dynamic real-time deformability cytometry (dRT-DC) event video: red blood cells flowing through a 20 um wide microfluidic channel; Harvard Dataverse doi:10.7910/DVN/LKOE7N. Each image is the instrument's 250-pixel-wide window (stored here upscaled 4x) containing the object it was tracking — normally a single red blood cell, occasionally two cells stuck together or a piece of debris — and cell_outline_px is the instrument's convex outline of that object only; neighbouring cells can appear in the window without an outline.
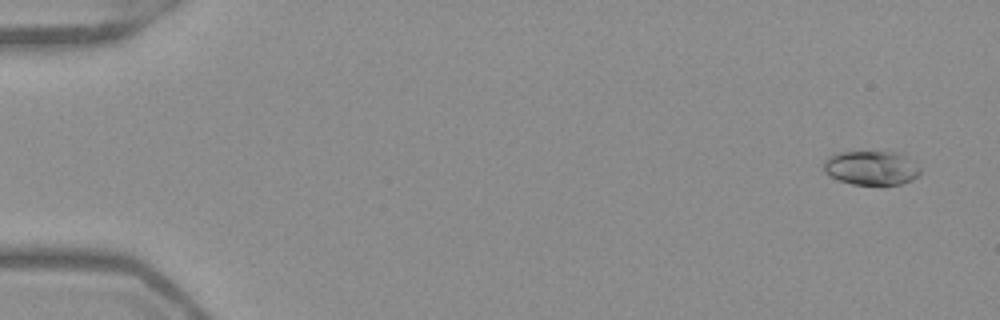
{"species": "Egyptian fruit bat (a non-hibernating species)", "species_latin": "Rousettus aegyptiacus", "temperature_condition": "warm", "stored_images_in_passage": 37, "camera_frame_rate_fps": 3000, "um_per_image_px": 0.085, "frame": {"image": 1, "passage_image": 3, "time_ms": 0.667, "image_size_px": [1000, 320], "cell_outline_px": [[920, 172], [912, 180], [900, 184], [852, 184], [840, 180], [824, 172], [824, 160], [828, 156], [836, 152], [904, 152], [920, 168]], "centroid_in_image_um": [74.07, 14.25], "position_along_channel_um": 10.9, "area_um2": 19.25}}
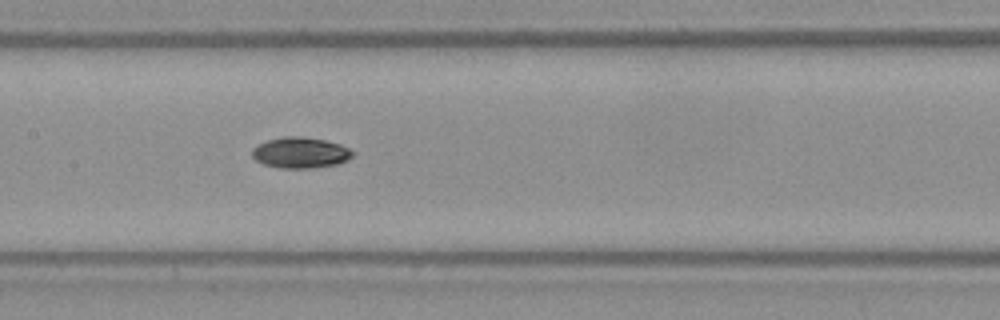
{"frame": {"image": 2, "passage_image": 27, "time_ms": 8.667, "image_size_px": [1000, 320], "cell_outline_px": [[356, 152], [348, 160], [336, 164], [312, 168], [280, 168], [264, 164], [256, 160], [252, 156], [252, 148], [256, 144], [268, 140], [284, 136], [300, 136], [324, 140], [340, 144]], "centroid_in_image_um": [25.53, 12.97], "position_along_channel_um": 181.9, "area_um2": 18.15}}
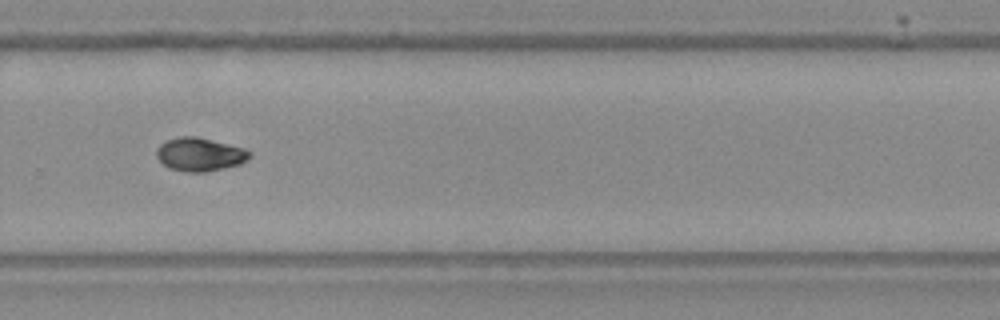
{"frame": {"image": 3, "passage_image": 37, "time_ms": 12.0, "image_size_px": [1000, 320], "cell_outline_px": [[252, 156], [248, 160], [240, 164], [224, 168], [204, 172], [188, 172], [168, 168], [156, 156], [156, 148], [160, 144], [168, 140], [180, 136], [196, 136], [244, 148], [252, 152]], "centroid_in_image_um": [17.0, 13.12], "position_along_channel_um": 312.8, "area_um2": 18.15}}